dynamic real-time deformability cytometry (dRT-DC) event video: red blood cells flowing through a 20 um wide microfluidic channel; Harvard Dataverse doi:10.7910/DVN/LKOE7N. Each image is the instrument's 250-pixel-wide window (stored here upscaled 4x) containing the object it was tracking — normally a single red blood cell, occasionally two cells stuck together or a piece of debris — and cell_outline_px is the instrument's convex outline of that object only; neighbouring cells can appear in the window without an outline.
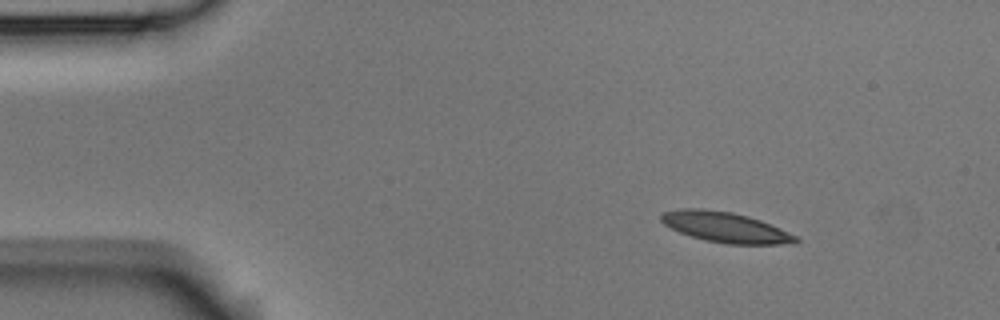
{"species": "Egyptian fruit bat (a non-hibernating species)", "species_latin": "Rousettus aegyptiacus", "temperature_condition": "room temperature", "stored_images_in_passage": 52, "camera_frame_rate_fps": 3000, "um_per_image_px": 0.085, "animal": {"sex": "male"}, "frame": {"image": 1, "passage_image": 6, "time_ms": 1.667, "image_size_px": [1000, 320], "cell_outline_px": [[800, 240], [796, 244], [728, 244], [704, 240], [680, 232], [664, 224], [660, 220], [660, 216], [664, 212], [680, 208], [700, 208], [732, 212], [748, 216], [760, 220], [780, 228], [796, 236]], "centroid_in_image_um": [61.67, 19.31], "position_along_channel_um": 23.3, "area_um2": 23.76}}
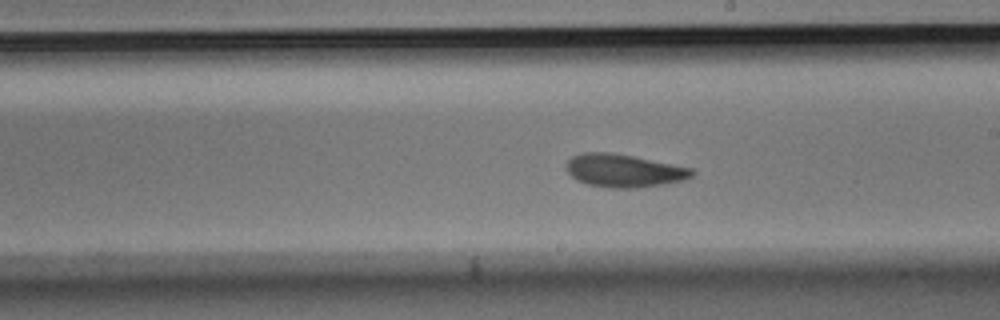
{"frame": {"image": 2, "passage_image": 29, "time_ms": 9.333, "image_size_px": [1000, 320], "cell_outline_px": [[696, 172], [692, 176], [684, 180], [664, 184], [640, 188], [608, 188], [588, 184], [576, 180], [568, 172], [564, 164], [572, 156], [584, 152], [612, 152], [692, 168]], "centroid_in_image_um": [53.01, 14.51], "position_along_channel_um": 236.0, "area_um2": 24.28}}
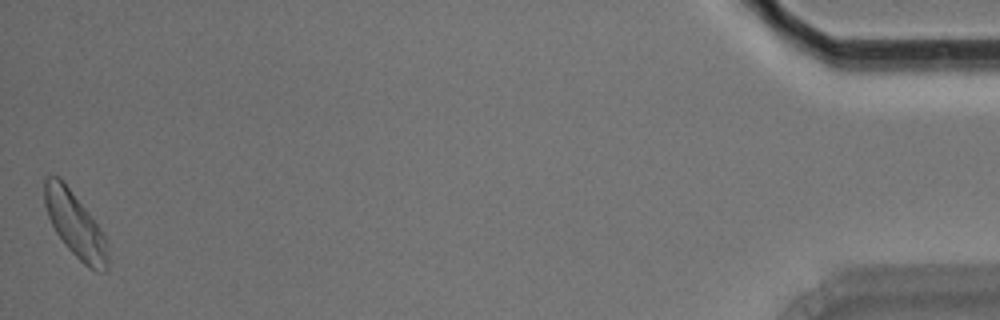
{"frame": {"image": 3, "passage_image": 52, "time_ms": 17.0, "image_size_px": [1000, 320], "cell_outline_px": [[108, 268], [104, 272], [96, 272], [88, 268], [64, 244], [56, 232], [48, 216], [44, 204], [44, 176], [60, 176], [64, 180], [100, 228], [104, 236], [108, 256]], "centroid_in_image_um": [6.37, 19.08], "position_along_channel_um": 428.8, "area_um2": 23.93}, "authors_computed_cell_mechanics": {"area_um2": 23.4668, "velocity_mm_per_s": 3.7411, "shape_relaxation_time_tau1_ms": 3.9605, "shape_relaxation_time_tau2_ms": 6.8652, "deformation_change_tau1": 0.1112, "deformation_change_tau2": 0.1305}}